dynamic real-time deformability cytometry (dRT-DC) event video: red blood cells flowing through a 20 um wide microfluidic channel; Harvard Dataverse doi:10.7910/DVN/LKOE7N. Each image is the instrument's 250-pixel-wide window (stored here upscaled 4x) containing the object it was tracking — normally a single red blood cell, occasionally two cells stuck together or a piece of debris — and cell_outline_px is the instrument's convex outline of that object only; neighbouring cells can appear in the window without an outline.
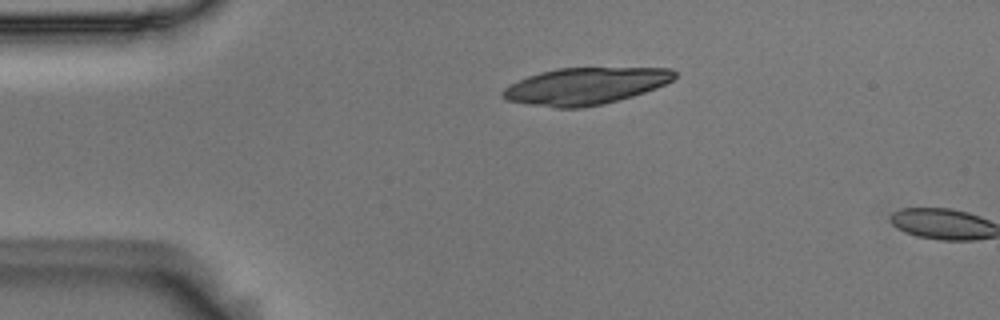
{"species": "Egyptian fruit bat (a non-hibernating species)", "species_latin": "Rousettus aegyptiacus", "temperature_condition": "room temperature", "stored_images_in_passage": 3, "camera_frame_rate_fps": 3000, "um_per_image_px": 0.085, "animal": {"sex": "male"}, "frame": {"image": 1, "passage_image": 1, "time_ms": 0.0, "image_size_px": [1000, 320], "cell_outline_px": [[676, 76], [672, 80], [656, 88], [632, 96], [604, 104], [580, 108], [556, 108], [508, 100], [500, 96], [500, 92], [504, 88], [528, 76], [540, 72], [560, 68], [672, 68], [676, 72]], "centroid_in_image_um": [49.76, 7.31], "position_along_channel_um": 35.2, "area_um2": 36.59}}